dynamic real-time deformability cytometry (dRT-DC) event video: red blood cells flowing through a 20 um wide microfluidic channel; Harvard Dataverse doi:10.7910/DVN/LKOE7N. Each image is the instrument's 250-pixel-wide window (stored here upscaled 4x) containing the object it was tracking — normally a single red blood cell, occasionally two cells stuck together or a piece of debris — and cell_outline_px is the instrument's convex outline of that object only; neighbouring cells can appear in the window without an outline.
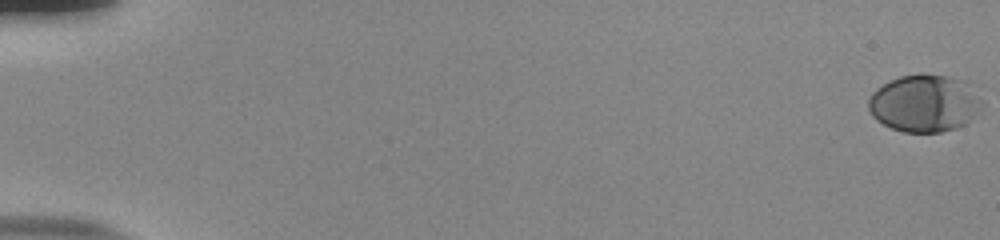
{"species": "human", "species_latin": "Homo sapiens", "temperature_condition": "room temperature", "stored_images_in_passage": 56, "camera_frame_rate_fps": 3000, "um_per_image_px": 0.085, "donor": {"sex": "male"}, "frame": {"image": 1, "passage_image": 1, "time_ms": 0.0, "image_size_px": [1000, 240], "cell_outline_px": [[984, 104], [964, 124], [956, 128], [940, 132], [904, 132], [892, 128], [876, 120], [872, 116], [868, 108], [868, 100], [872, 92], [876, 88], [900, 76], [948, 76], [964, 80], [968, 84]], "centroid_in_image_um": [78.54, 8.81], "position_along_channel_um": 6.5, "area_um2": 37.17}}
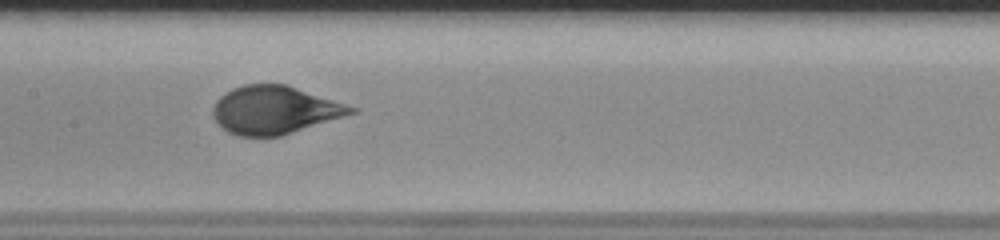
{"frame": {"image": 2, "passage_image": 30, "time_ms": 9.667, "image_size_px": [1000, 240], "cell_outline_px": [[360, 108], [356, 112], [344, 116], [280, 136], [236, 136], [228, 132], [212, 116], [212, 108], [216, 100], [224, 92], [232, 88], [244, 84], [284, 84]], "centroid_in_image_um": [23.32, 9.34], "position_along_channel_um": 184.1, "area_um2": 38.44}}
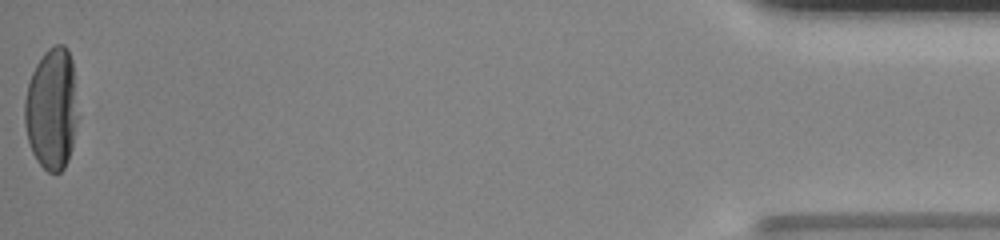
{"frame": {"image": 3, "passage_image": 56, "time_ms": 18.333, "image_size_px": [1000, 240], "cell_outline_px": [[80, 116], [72, 148], [68, 160], [64, 168], [60, 172], [48, 172], [36, 160], [32, 152], [28, 140], [24, 124], [24, 100], [28, 84], [32, 72], [36, 64], [44, 52], [48, 48], [56, 44], [64, 44], [68, 48], [72, 60]], "centroid_in_image_um": [4.43, 9.25], "position_along_channel_um": 430.8, "area_um2": 38.73}, "authors_computed_cell_mechanics": {"area_um2": 37.6856, "velocity_mm_per_s": 3.8254, "shape_relaxation_time_tau1_ms": 3.4129, "shape_relaxation_time_tau2_ms": null, "deformation_change_tau1": 0.1841, "deformation_change_tau2": null}}